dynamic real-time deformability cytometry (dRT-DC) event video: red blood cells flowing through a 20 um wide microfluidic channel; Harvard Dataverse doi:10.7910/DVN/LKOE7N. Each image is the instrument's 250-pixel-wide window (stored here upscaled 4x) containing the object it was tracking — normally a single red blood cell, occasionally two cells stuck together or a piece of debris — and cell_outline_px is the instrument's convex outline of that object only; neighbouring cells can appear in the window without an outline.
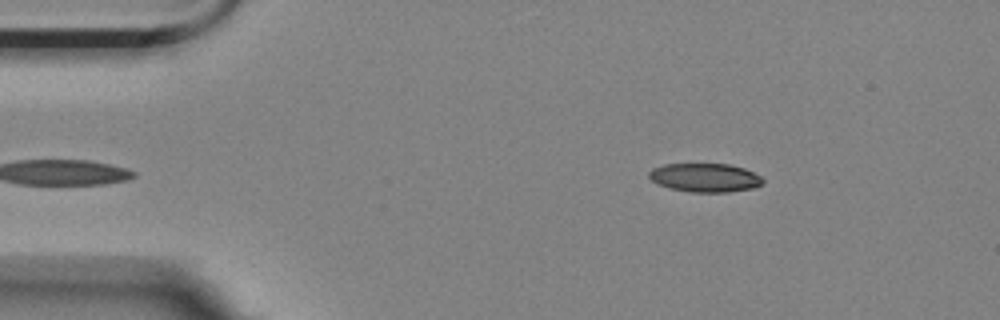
{"species": "Egyptian fruit bat (a non-hibernating species)", "species_latin": "Rousettus aegyptiacus", "temperature_condition": "room temperature", "stored_images_in_passage": 49, "camera_frame_rate_fps": 3000, "um_per_image_px": 0.085, "animal": {"sex": "female"}, "frame": {"image": 1, "passage_image": 1, "time_ms": 0.0, "image_size_px": [1000, 320], "cell_outline_px": [[764, 180], [760, 184], [752, 188], [728, 192], [692, 192], [672, 188], [660, 184], [652, 180], [648, 176], [648, 172], [652, 168], [664, 164], [728, 164], [744, 168], [760, 176]], "centroid_in_image_um": [59.91, 15.09], "position_along_channel_um": 25.1, "area_um2": 18.79}}
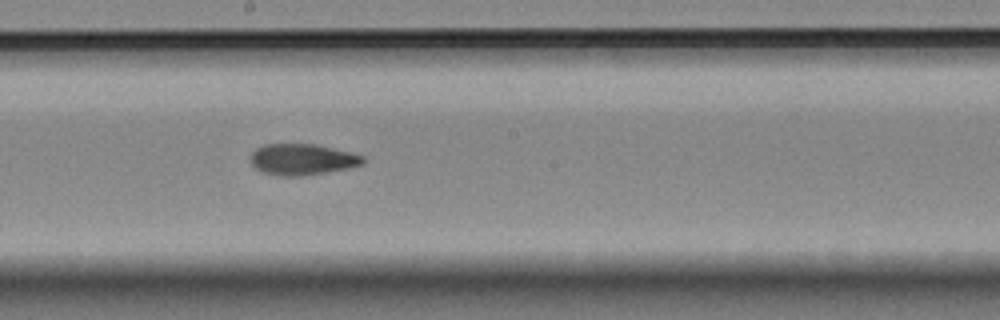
{"frame": {"image": 2, "passage_image": 23, "time_ms": 7.333, "image_size_px": [1000, 320], "cell_outline_px": [[364, 164], [348, 168], [324, 172], [296, 176], [280, 176], [264, 172], [256, 168], [252, 164], [252, 152], [256, 148], [264, 144], [316, 144], [352, 152], [364, 156]], "centroid_in_image_um": [25.72, 13.53], "position_along_channel_um": 222.5, "area_um2": 20.23}}
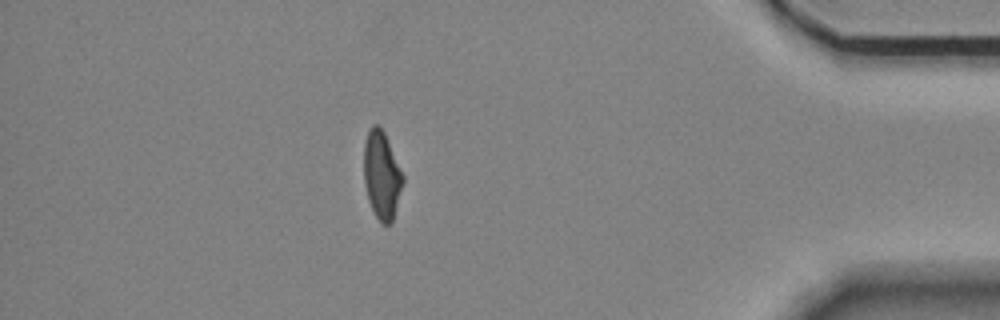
{"frame": {"image": 3, "passage_image": 42, "time_ms": 13.667, "image_size_px": [1000, 320], "cell_outline_px": [[404, 184], [392, 220], [388, 224], [380, 224], [368, 200], [364, 184], [364, 144], [368, 128], [372, 124], [376, 124], [384, 132], [404, 176]], "centroid_in_image_um": [32.44, 14.88], "position_along_channel_um": 402.8, "area_um2": 20.0}, "authors_computed_cell_mechanics": {"area_um2": 20.3456, "velocity_mm_per_s": 3.5188, "shape_relaxation_time_tau1_ms": null, "shape_relaxation_time_tau2_ms": 3.4896, "deformation_change_tau1": null, "deformation_change_tau2": 0.1011}}